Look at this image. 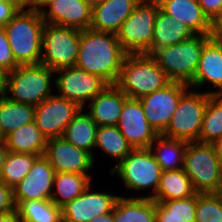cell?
I'll list each match as a JSON object with an SVG mask.
<instances>
[{
	"mask_svg": "<svg viewBox=\"0 0 222 222\" xmlns=\"http://www.w3.org/2000/svg\"><path fill=\"white\" fill-rule=\"evenodd\" d=\"M126 55L117 34L89 28L80 33L75 66L100 76L108 84H115Z\"/></svg>",
	"mask_w": 222,
	"mask_h": 222,
	"instance_id": "1",
	"label": "cell"
},
{
	"mask_svg": "<svg viewBox=\"0 0 222 222\" xmlns=\"http://www.w3.org/2000/svg\"><path fill=\"white\" fill-rule=\"evenodd\" d=\"M45 21L39 11L20 9L4 27L18 65L40 64Z\"/></svg>",
	"mask_w": 222,
	"mask_h": 222,
	"instance_id": "2",
	"label": "cell"
},
{
	"mask_svg": "<svg viewBox=\"0 0 222 222\" xmlns=\"http://www.w3.org/2000/svg\"><path fill=\"white\" fill-rule=\"evenodd\" d=\"M170 82L152 55L139 53L126 55L115 85L128 98L140 99Z\"/></svg>",
	"mask_w": 222,
	"mask_h": 222,
	"instance_id": "3",
	"label": "cell"
},
{
	"mask_svg": "<svg viewBox=\"0 0 222 222\" xmlns=\"http://www.w3.org/2000/svg\"><path fill=\"white\" fill-rule=\"evenodd\" d=\"M210 35L192 38L157 50L152 56L171 82L190 85L199 66L204 44Z\"/></svg>",
	"mask_w": 222,
	"mask_h": 222,
	"instance_id": "4",
	"label": "cell"
},
{
	"mask_svg": "<svg viewBox=\"0 0 222 222\" xmlns=\"http://www.w3.org/2000/svg\"><path fill=\"white\" fill-rule=\"evenodd\" d=\"M55 71L45 65H19L17 68L8 72L7 99L38 106L45 99L52 95L51 76Z\"/></svg>",
	"mask_w": 222,
	"mask_h": 222,
	"instance_id": "5",
	"label": "cell"
},
{
	"mask_svg": "<svg viewBox=\"0 0 222 222\" xmlns=\"http://www.w3.org/2000/svg\"><path fill=\"white\" fill-rule=\"evenodd\" d=\"M157 0H140L122 23L117 38L127 54L147 53L153 43V29L158 14Z\"/></svg>",
	"mask_w": 222,
	"mask_h": 222,
	"instance_id": "6",
	"label": "cell"
},
{
	"mask_svg": "<svg viewBox=\"0 0 222 222\" xmlns=\"http://www.w3.org/2000/svg\"><path fill=\"white\" fill-rule=\"evenodd\" d=\"M110 172L119 175L127 189L141 191L152 188L150 195L138 196L152 198L157 191L162 170L151 149L136 148Z\"/></svg>",
	"mask_w": 222,
	"mask_h": 222,
	"instance_id": "7",
	"label": "cell"
},
{
	"mask_svg": "<svg viewBox=\"0 0 222 222\" xmlns=\"http://www.w3.org/2000/svg\"><path fill=\"white\" fill-rule=\"evenodd\" d=\"M80 33L78 29L45 22L40 63L53 71L75 66L80 46Z\"/></svg>",
	"mask_w": 222,
	"mask_h": 222,
	"instance_id": "8",
	"label": "cell"
},
{
	"mask_svg": "<svg viewBox=\"0 0 222 222\" xmlns=\"http://www.w3.org/2000/svg\"><path fill=\"white\" fill-rule=\"evenodd\" d=\"M220 159L211 144L189 142L184 153L183 170L196 193H214L219 181Z\"/></svg>",
	"mask_w": 222,
	"mask_h": 222,
	"instance_id": "9",
	"label": "cell"
},
{
	"mask_svg": "<svg viewBox=\"0 0 222 222\" xmlns=\"http://www.w3.org/2000/svg\"><path fill=\"white\" fill-rule=\"evenodd\" d=\"M211 94L187 91L179 100L177 109L162 135L183 140L198 142L206 105Z\"/></svg>",
	"mask_w": 222,
	"mask_h": 222,
	"instance_id": "10",
	"label": "cell"
},
{
	"mask_svg": "<svg viewBox=\"0 0 222 222\" xmlns=\"http://www.w3.org/2000/svg\"><path fill=\"white\" fill-rule=\"evenodd\" d=\"M60 75L54 79L57 94L83 108L86 101L90 102L109 84L100 76L91 74L77 66L61 68L55 71Z\"/></svg>",
	"mask_w": 222,
	"mask_h": 222,
	"instance_id": "11",
	"label": "cell"
},
{
	"mask_svg": "<svg viewBox=\"0 0 222 222\" xmlns=\"http://www.w3.org/2000/svg\"><path fill=\"white\" fill-rule=\"evenodd\" d=\"M188 87L183 83L170 82L165 87L139 99L148 123L158 134L166 130L180 98L189 91Z\"/></svg>",
	"mask_w": 222,
	"mask_h": 222,
	"instance_id": "12",
	"label": "cell"
},
{
	"mask_svg": "<svg viewBox=\"0 0 222 222\" xmlns=\"http://www.w3.org/2000/svg\"><path fill=\"white\" fill-rule=\"evenodd\" d=\"M79 110L75 102L52 94L35 106L34 122L47 139L61 137Z\"/></svg>",
	"mask_w": 222,
	"mask_h": 222,
	"instance_id": "13",
	"label": "cell"
},
{
	"mask_svg": "<svg viewBox=\"0 0 222 222\" xmlns=\"http://www.w3.org/2000/svg\"><path fill=\"white\" fill-rule=\"evenodd\" d=\"M117 127L133 149L149 148L159 135L148 123L139 99L124 102Z\"/></svg>",
	"mask_w": 222,
	"mask_h": 222,
	"instance_id": "14",
	"label": "cell"
},
{
	"mask_svg": "<svg viewBox=\"0 0 222 222\" xmlns=\"http://www.w3.org/2000/svg\"><path fill=\"white\" fill-rule=\"evenodd\" d=\"M44 157L56 173L88 174L87 172L92 168L95 161L90 152L75 147L63 136L47 140Z\"/></svg>",
	"mask_w": 222,
	"mask_h": 222,
	"instance_id": "15",
	"label": "cell"
},
{
	"mask_svg": "<svg viewBox=\"0 0 222 222\" xmlns=\"http://www.w3.org/2000/svg\"><path fill=\"white\" fill-rule=\"evenodd\" d=\"M85 191L61 207L62 222H90L94 217L111 212L119 196L104 192Z\"/></svg>",
	"mask_w": 222,
	"mask_h": 222,
	"instance_id": "16",
	"label": "cell"
},
{
	"mask_svg": "<svg viewBox=\"0 0 222 222\" xmlns=\"http://www.w3.org/2000/svg\"><path fill=\"white\" fill-rule=\"evenodd\" d=\"M55 170L40 156L27 176L13 187L14 201L51 200Z\"/></svg>",
	"mask_w": 222,
	"mask_h": 222,
	"instance_id": "17",
	"label": "cell"
},
{
	"mask_svg": "<svg viewBox=\"0 0 222 222\" xmlns=\"http://www.w3.org/2000/svg\"><path fill=\"white\" fill-rule=\"evenodd\" d=\"M39 12L46 23L65 26L80 31L89 29L92 20V9L84 0H51Z\"/></svg>",
	"mask_w": 222,
	"mask_h": 222,
	"instance_id": "18",
	"label": "cell"
},
{
	"mask_svg": "<svg viewBox=\"0 0 222 222\" xmlns=\"http://www.w3.org/2000/svg\"><path fill=\"white\" fill-rule=\"evenodd\" d=\"M210 82L218 88L211 95H222V43L210 38L203 46L199 66L190 87H201Z\"/></svg>",
	"mask_w": 222,
	"mask_h": 222,
	"instance_id": "19",
	"label": "cell"
},
{
	"mask_svg": "<svg viewBox=\"0 0 222 222\" xmlns=\"http://www.w3.org/2000/svg\"><path fill=\"white\" fill-rule=\"evenodd\" d=\"M140 0H104L92 9L90 28L117 34Z\"/></svg>",
	"mask_w": 222,
	"mask_h": 222,
	"instance_id": "20",
	"label": "cell"
},
{
	"mask_svg": "<svg viewBox=\"0 0 222 222\" xmlns=\"http://www.w3.org/2000/svg\"><path fill=\"white\" fill-rule=\"evenodd\" d=\"M160 9L188 26L196 35H211L212 22L204 14L198 0H157Z\"/></svg>",
	"mask_w": 222,
	"mask_h": 222,
	"instance_id": "21",
	"label": "cell"
},
{
	"mask_svg": "<svg viewBox=\"0 0 222 222\" xmlns=\"http://www.w3.org/2000/svg\"><path fill=\"white\" fill-rule=\"evenodd\" d=\"M128 99L115 84H109L90 101L89 115L97 126H117L124 102Z\"/></svg>",
	"mask_w": 222,
	"mask_h": 222,
	"instance_id": "22",
	"label": "cell"
},
{
	"mask_svg": "<svg viewBox=\"0 0 222 222\" xmlns=\"http://www.w3.org/2000/svg\"><path fill=\"white\" fill-rule=\"evenodd\" d=\"M195 35L196 34L188 26L170 17L159 7L153 29V43L146 54L153 55L161 48L178 44Z\"/></svg>",
	"mask_w": 222,
	"mask_h": 222,
	"instance_id": "23",
	"label": "cell"
},
{
	"mask_svg": "<svg viewBox=\"0 0 222 222\" xmlns=\"http://www.w3.org/2000/svg\"><path fill=\"white\" fill-rule=\"evenodd\" d=\"M113 218L114 222H156V202L145 197L119 196Z\"/></svg>",
	"mask_w": 222,
	"mask_h": 222,
	"instance_id": "24",
	"label": "cell"
},
{
	"mask_svg": "<svg viewBox=\"0 0 222 222\" xmlns=\"http://www.w3.org/2000/svg\"><path fill=\"white\" fill-rule=\"evenodd\" d=\"M47 140L34 121L25 124L4 138L9 152L30 153L40 156L45 154Z\"/></svg>",
	"mask_w": 222,
	"mask_h": 222,
	"instance_id": "25",
	"label": "cell"
},
{
	"mask_svg": "<svg viewBox=\"0 0 222 222\" xmlns=\"http://www.w3.org/2000/svg\"><path fill=\"white\" fill-rule=\"evenodd\" d=\"M195 194L191 180L182 168L162 171L157 191L151 199L154 201H167L184 199Z\"/></svg>",
	"mask_w": 222,
	"mask_h": 222,
	"instance_id": "26",
	"label": "cell"
},
{
	"mask_svg": "<svg viewBox=\"0 0 222 222\" xmlns=\"http://www.w3.org/2000/svg\"><path fill=\"white\" fill-rule=\"evenodd\" d=\"M83 109L80 108L75 114L66 127L63 137L75 147L90 152L94 158L92 149L95 148L98 126L89 113L82 112Z\"/></svg>",
	"mask_w": 222,
	"mask_h": 222,
	"instance_id": "27",
	"label": "cell"
},
{
	"mask_svg": "<svg viewBox=\"0 0 222 222\" xmlns=\"http://www.w3.org/2000/svg\"><path fill=\"white\" fill-rule=\"evenodd\" d=\"M91 175L71 172L55 173L51 201L58 207L64 206L80 196L91 184Z\"/></svg>",
	"mask_w": 222,
	"mask_h": 222,
	"instance_id": "28",
	"label": "cell"
},
{
	"mask_svg": "<svg viewBox=\"0 0 222 222\" xmlns=\"http://www.w3.org/2000/svg\"><path fill=\"white\" fill-rule=\"evenodd\" d=\"M155 142H157L155 144ZM188 142L169 138L159 134L149 149L160 165L162 171L178 170L183 168L184 153ZM153 149H155L153 151Z\"/></svg>",
	"mask_w": 222,
	"mask_h": 222,
	"instance_id": "29",
	"label": "cell"
},
{
	"mask_svg": "<svg viewBox=\"0 0 222 222\" xmlns=\"http://www.w3.org/2000/svg\"><path fill=\"white\" fill-rule=\"evenodd\" d=\"M35 106L0 99V134L3 138L18 128L34 121Z\"/></svg>",
	"mask_w": 222,
	"mask_h": 222,
	"instance_id": "30",
	"label": "cell"
},
{
	"mask_svg": "<svg viewBox=\"0 0 222 222\" xmlns=\"http://www.w3.org/2000/svg\"><path fill=\"white\" fill-rule=\"evenodd\" d=\"M156 202V222H195L197 193L184 199Z\"/></svg>",
	"mask_w": 222,
	"mask_h": 222,
	"instance_id": "31",
	"label": "cell"
},
{
	"mask_svg": "<svg viewBox=\"0 0 222 222\" xmlns=\"http://www.w3.org/2000/svg\"><path fill=\"white\" fill-rule=\"evenodd\" d=\"M14 202L22 222H62L61 208L51 200Z\"/></svg>",
	"mask_w": 222,
	"mask_h": 222,
	"instance_id": "32",
	"label": "cell"
},
{
	"mask_svg": "<svg viewBox=\"0 0 222 222\" xmlns=\"http://www.w3.org/2000/svg\"><path fill=\"white\" fill-rule=\"evenodd\" d=\"M95 147L100 148L118 164L133 150L117 126H98Z\"/></svg>",
	"mask_w": 222,
	"mask_h": 222,
	"instance_id": "33",
	"label": "cell"
},
{
	"mask_svg": "<svg viewBox=\"0 0 222 222\" xmlns=\"http://www.w3.org/2000/svg\"><path fill=\"white\" fill-rule=\"evenodd\" d=\"M39 157L30 153L9 152L0 181L13 188L27 176Z\"/></svg>",
	"mask_w": 222,
	"mask_h": 222,
	"instance_id": "34",
	"label": "cell"
},
{
	"mask_svg": "<svg viewBox=\"0 0 222 222\" xmlns=\"http://www.w3.org/2000/svg\"><path fill=\"white\" fill-rule=\"evenodd\" d=\"M222 136V95H211L208 99L198 142L212 143Z\"/></svg>",
	"mask_w": 222,
	"mask_h": 222,
	"instance_id": "35",
	"label": "cell"
},
{
	"mask_svg": "<svg viewBox=\"0 0 222 222\" xmlns=\"http://www.w3.org/2000/svg\"><path fill=\"white\" fill-rule=\"evenodd\" d=\"M195 222H222V197L197 193Z\"/></svg>",
	"mask_w": 222,
	"mask_h": 222,
	"instance_id": "36",
	"label": "cell"
},
{
	"mask_svg": "<svg viewBox=\"0 0 222 222\" xmlns=\"http://www.w3.org/2000/svg\"><path fill=\"white\" fill-rule=\"evenodd\" d=\"M19 65L16 63L4 27H0V68L11 72Z\"/></svg>",
	"mask_w": 222,
	"mask_h": 222,
	"instance_id": "37",
	"label": "cell"
},
{
	"mask_svg": "<svg viewBox=\"0 0 222 222\" xmlns=\"http://www.w3.org/2000/svg\"><path fill=\"white\" fill-rule=\"evenodd\" d=\"M16 209L13 188L0 181V214Z\"/></svg>",
	"mask_w": 222,
	"mask_h": 222,
	"instance_id": "38",
	"label": "cell"
},
{
	"mask_svg": "<svg viewBox=\"0 0 222 222\" xmlns=\"http://www.w3.org/2000/svg\"><path fill=\"white\" fill-rule=\"evenodd\" d=\"M19 11L11 0H0V27H5Z\"/></svg>",
	"mask_w": 222,
	"mask_h": 222,
	"instance_id": "39",
	"label": "cell"
},
{
	"mask_svg": "<svg viewBox=\"0 0 222 222\" xmlns=\"http://www.w3.org/2000/svg\"><path fill=\"white\" fill-rule=\"evenodd\" d=\"M198 3L211 22L222 12V0H198Z\"/></svg>",
	"mask_w": 222,
	"mask_h": 222,
	"instance_id": "40",
	"label": "cell"
},
{
	"mask_svg": "<svg viewBox=\"0 0 222 222\" xmlns=\"http://www.w3.org/2000/svg\"><path fill=\"white\" fill-rule=\"evenodd\" d=\"M211 38L222 43V12L212 21Z\"/></svg>",
	"mask_w": 222,
	"mask_h": 222,
	"instance_id": "41",
	"label": "cell"
},
{
	"mask_svg": "<svg viewBox=\"0 0 222 222\" xmlns=\"http://www.w3.org/2000/svg\"><path fill=\"white\" fill-rule=\"evenodd\" d=\"M7 79H8V72L0 68V99H4L8 94Z\"/></svg>",
	"mask_w": 222,
	"mask_h": 222,
	"instance_id": "42",
	"label": "cell"
},
{
	"mask_svg": "<svg viewBox=\"0 0 222 222\" xmlns=\"http://www.w3.org/2000/svg\"><path fill=\"white\" fill-rule=\"evenodd\" d=\"M0 222H22L19 218L17 210H12L10 212L0 214Z\"/></svg>",
	"mask_w": 222,
	"mask_h": 222,
	"instance_id": "43",
	"label": "cell"
},
{
	"mask_svg": "<svg viewBox=\"0 0 222 222\" xmlns=\"http://www.w3.org/2000/svg\"><path fill=\"white\" fill-rule=\"evenodd\" d=\"M9 154V150L7 149L5 142L0 143V175L6 162L7 156Z\"/></svg>",
	"mask_w": 222,
	"mask_h": 222,
	"instance_id": "44",
	"label": "cell"
},
{
	"mask_svg": "<svg viewBox=\"0 0 222 222\" xmlns=\"http://www.w3.org/2000/svg\"><path fill=\"white\" fill-rule=\"evenodd\" d=\"M90 222H114L113 210L106 214L94 217Z\"/></svg>",
	"mask_w": 222,
	"mask_h": 222,
	"instance_id": "45",
	"label": "cell"
},
{
	"mask_svg": "<svg viewBox=\"0 0 222 222\" xmlns=\"http://www.w3.org/2000/svg\"><path fill=\"white\" fill-rule=\"evenodd\" d=\"M219 159L222 161V136L210 143Z\"/></svg>",
	"mask_w": 222,
	"mask_h": 222,
	"instance_id": "46",
	"label": "cell"
},
{
	"mask_svg": "<svg viewBox=\"0 0 222 222\" xmlns=\"http://www.w3.org/2000/svg\"><path fill=\"white\" fill-rule=\"evenodd\" d=\"M13 3H15L20 9H26L29 7V9H34V1L35 0H11Z\"/></svg>",
	"mask_w": 222,
	"mask_h": 222,
	"instance_id": "47",
	"label": "cell"
},
{
	"mask_svg": "<svg viewBox=\"0 0 222 222\" xmlns=\"http://www.w3.org/2000/svg\"><path fill=\"white\" fill-rule=\"evenodd\" d=\"M213 194H216L222 197V161H220L218 185Z\"/></svg>",
	"mask_w": 222,
	"mask_h": 222,
	"instance_id": "48",
	"label": "cell"
},
{
	"mask_svg": "<svg viewBox=\"0 0 222 222\" xmlns=\"http://www.w3.org/2000/svg\"><path fill=\"white\" fill-rule=\"evenodd\" d=\"M51 0H35L34 1V10L40 11L44 5Z\"/></svg>",
	"mask_w": 222,
	"mask_h": 222,
	"instance_id": "49",
	"label": "cell"
},
{
	"mask_svg": "<svg viewBox=\"0 0 222 222\" xmlns=\"http://www.w3.org/2000/svg\"><path fill=\"white\" fill-rule=\"evenodd\" d=\"M84 1L91 9H93L94 7L101 4L104 0H84Z\"/></svg>",
	"mask_w": 222,
	"mask_h": 222,
	"instance_id": "50",
	"label": "cell"
},
{
	"mask_svg": "<svg viewBox=\"0 0 222 222\" xmlns=\"http://www.w3.org/2000/svg\"><path fill=\"white\" fill-rule=\"evenodd\" d=\"M4 142V138L2 137V135L0 134V143Z\"/></svg>",
	"mask_w": 222,
	"mask_h": 222,
	"instance_id": "51",
	"label": "cell"
}]
</instances>
